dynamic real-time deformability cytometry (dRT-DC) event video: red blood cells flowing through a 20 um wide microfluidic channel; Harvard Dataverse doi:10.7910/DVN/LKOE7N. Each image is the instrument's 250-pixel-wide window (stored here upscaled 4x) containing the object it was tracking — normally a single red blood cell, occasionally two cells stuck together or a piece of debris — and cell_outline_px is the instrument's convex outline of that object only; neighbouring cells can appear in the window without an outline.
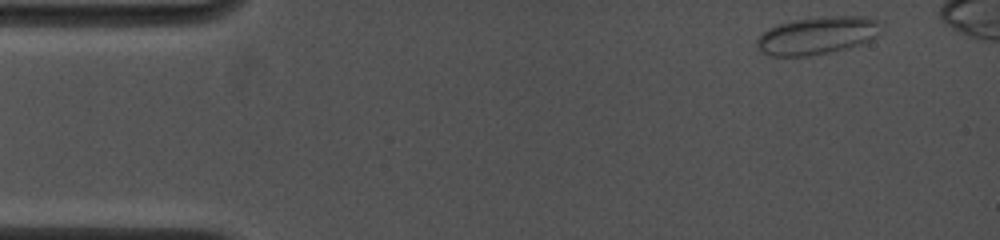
{"species": "common noctule bat (a hibernating species)", "species_latin": "Nyctalus noctula", "temperature_condition": "cold", "stored_images_in_passage": 6, "camera_frame_rate_fps": 4500, "um_per_image_px": 0.085, "animal": {"sex": "female", "body_mass_g": 19.0, "forearm_length_mm": 53.3}, "frame": {"image": 1, "passage_image": 1, "time_ms": 0.0, "image_size_px": [1000, 240], "cell_outline_px": [[876, 36], [868, 40], [844, 48], [828, 52], [804, 56], [772, 56], [764, 52], [756, 44], [756, 40], [764, 32], [780, 24], [796, 20], [832, 16], [860, 16], [876, 20]], "centroid_in_image_um": [69.39, 3.02], "position_along_channel_um": 15.6, "area_um2": 25.95}}